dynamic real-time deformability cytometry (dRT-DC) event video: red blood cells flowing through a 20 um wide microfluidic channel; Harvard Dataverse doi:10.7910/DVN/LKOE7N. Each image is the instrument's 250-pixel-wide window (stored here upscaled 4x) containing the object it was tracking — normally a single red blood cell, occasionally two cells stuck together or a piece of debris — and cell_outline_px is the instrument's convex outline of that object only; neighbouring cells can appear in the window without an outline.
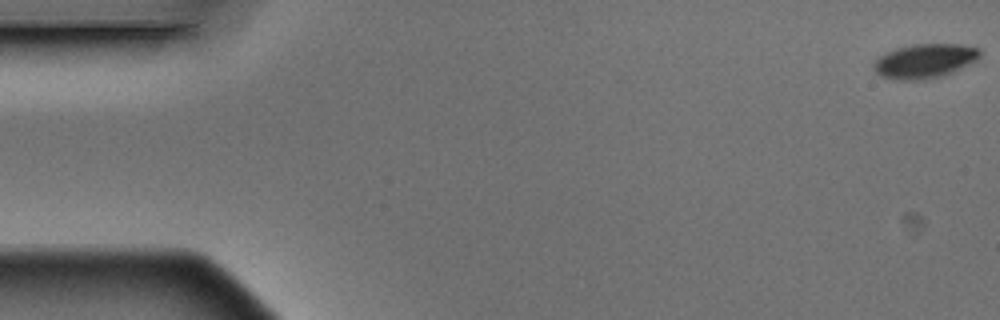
{"species": "Egyptian fruit bat (a non-hibernating species)", "species_latin": "Rousettus aegyptiacus", "temperature_condition": "warm", "stored_images_in_passage": 4, "camera_frame_rate_fps": 3000, "um_per_image_px": 0.085, "animal": {"sex": "male"}, "frame": {"image": 1, "passage_image": 1, "time_ms": 0.0, "image_size_px": [1000, 320], "cell_outline_px": [[980, 56], [976, 60], [952, 72], [940, 76], [924, 80], [896, 80], [880, 76], [872, 68], [876, 60], [880, 56], [896, 48], [916, 44], [960, 44], [980, 48]], "centroid_in_image_um": [78.59, 5.19], "position_along_channel_um": 6.4, "area_um2": 21.1}}